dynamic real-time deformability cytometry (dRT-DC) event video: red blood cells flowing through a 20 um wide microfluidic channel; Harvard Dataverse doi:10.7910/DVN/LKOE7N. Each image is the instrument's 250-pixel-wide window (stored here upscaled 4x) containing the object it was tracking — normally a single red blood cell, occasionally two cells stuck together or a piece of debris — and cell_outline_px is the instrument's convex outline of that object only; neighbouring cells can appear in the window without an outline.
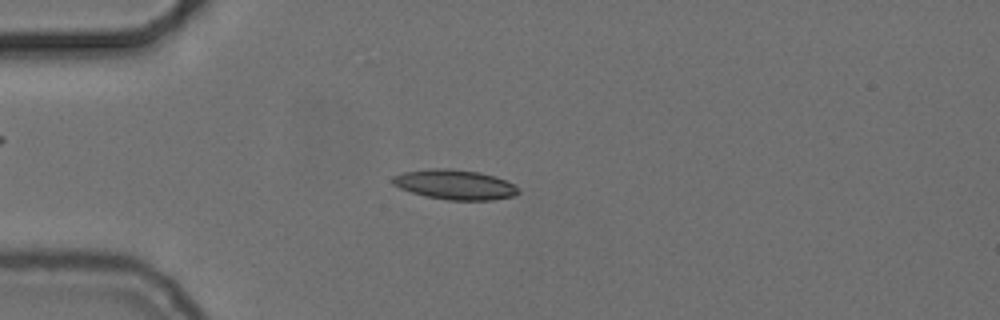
{"species": "common noctule bat (a hibernating species)", "species_latin": "Nyctalus noctula", "temperature_condition": "cold", "stored_images_in_passage": 54, "camera_frame_rate_fps": 3000, "um_per_image_px": 0.085, "animal": {"sex": "female", "body_mass_g": 24.6, "forearm_length_mm": 56.2}, "frame": {"image": 1, "passage_image": 14, "time_ms": 4.333, "image_size_px": [1000, 320], "cell_outline_px": [[520, 192], [512, 196], [492, 200], [448, 200], [424, 196], [400, 188], [392, 184], [392, 176], [404, 172], [428, 168], [448, 168], [480, 172], [504, 180], [512, 184]], "centroid_in_image_um": [38.61, 15.69], "position_along_channel_um": 46.4, "area_um2": 21.73}}
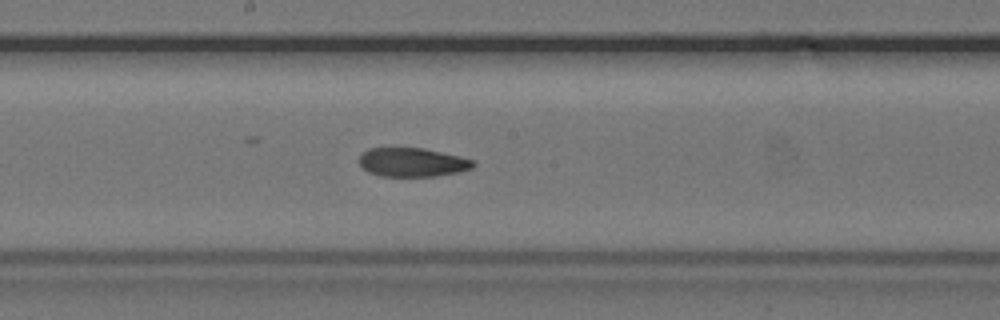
{"frame": {"image": 2, "passage_image": 29, "time_ms": 9.333, "image_size_px": [1000, 320], "cell_outline_px": [[476, 164], [472, 168], [460, 172], [436, 176], [380, 176], [368, 172], [360, 164], [360, 156], [368, 148], [424, 148], [460, 156], [472, 160]], "centroid_in_image_um": [35.07, 13.8], "position_along_channel_um": 213.1, "area_um2": 19.13}}
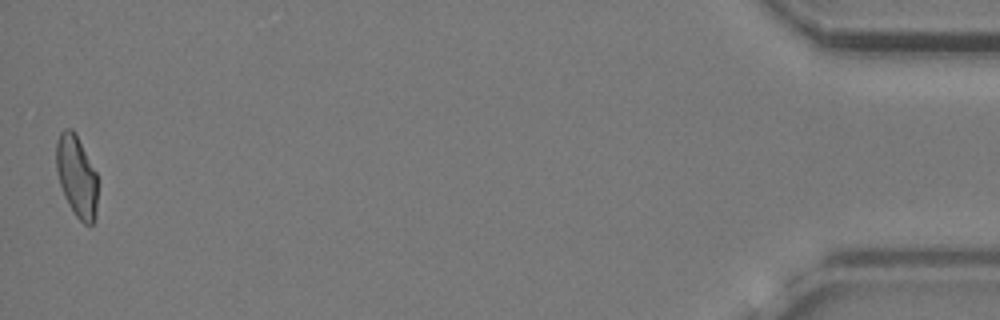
{"frame": {"image": 3, "passage_image": 54, "time_ms": 17.667, "image_size_px": [1000, 320], "cell_outline_px": [[96, 216], [92, 224], [84, 224], [76, 216], [68, 204], [64, 196], [60, 184], [56, 168], [56, 140], [60, 132], [64, 128], [72, 128], [76, 132], [96, 172]], "centroid_in_image_um": [6.49, 14.93], "position_along_channel_um": 428.7, "area_um2": 19.71}, "authors_computed_cell_mechanics": {"area_um2": 19.9988, "velocity_mm_per_s": 3.7149, "shape_relaxation_time_tau1_ms": null, "shape_relaxation_time_tau2_ms": 6.1425, "deformation_change_tau1": null, "deformation_change_tau2": 0.1178}}